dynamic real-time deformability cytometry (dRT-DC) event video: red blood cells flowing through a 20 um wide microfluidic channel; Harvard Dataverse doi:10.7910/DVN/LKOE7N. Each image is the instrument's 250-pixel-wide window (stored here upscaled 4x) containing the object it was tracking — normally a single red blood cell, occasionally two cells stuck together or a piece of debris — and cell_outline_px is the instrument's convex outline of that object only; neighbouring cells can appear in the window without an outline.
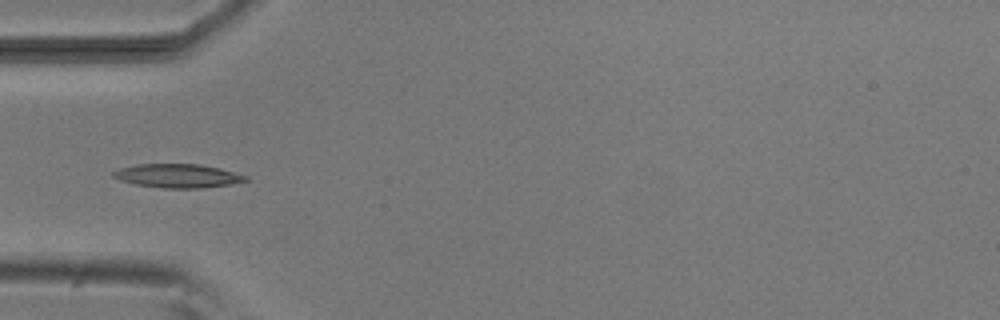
{"species": "common noctule bat (a hibernating species)", "species_latin": "Nyctalus noctula", "temperature_condition": "room temperature", "stored_images_in_passage": 8, "camera_frame_rate_fps": 3000, "um_per_image_px": 0.085, "animal": {"sex": "male", "body_mass_g": 20.5, "forearm_length_mm": 52.5}, "frame": {"image": 1, "passage_image": 5, "time_ms": 5.333, "image_size_px": [1000, 320], "cell_outline_px": [[248, 180], [232, 184], [204, 188], [160, 188], [136, 184], [120, 180], [112, 176], [112, 172], [120, 168], [136, 164], [200, 164], [220, 168], [248, 176]], "centroid_in_image_um": [15.12, 14.94], "position_along_channel_um": 69.9, "area_um2": 18.38}}
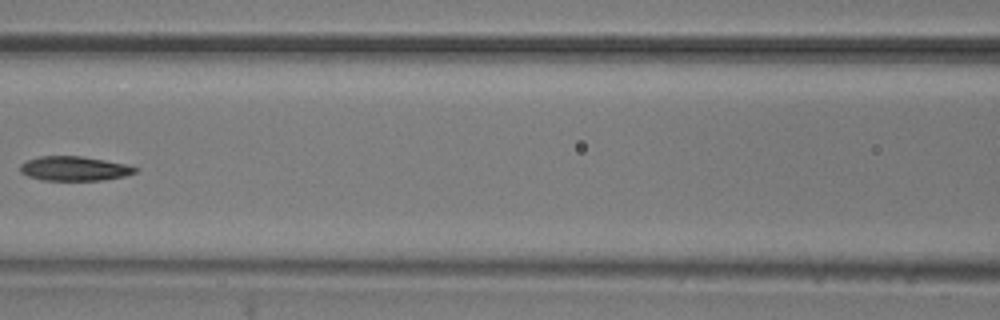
{"frame": {"image": 2, "passage_image": 7, "time_ms": 7.667, "image_size_px": [1000, 320], "cell_outline_px": [[140, 168], [136, 172], [124, 176], [100, 180], [44, 180], [28, 176], [20, 172], [20, 164], [28, 160], [40, 156], [80, 156], [104, 160], [124, 164]], "centroid_in_image_um": [6.31, 14.32], "position_along_channel_um": 160.3, "area_um2": 16.18}}
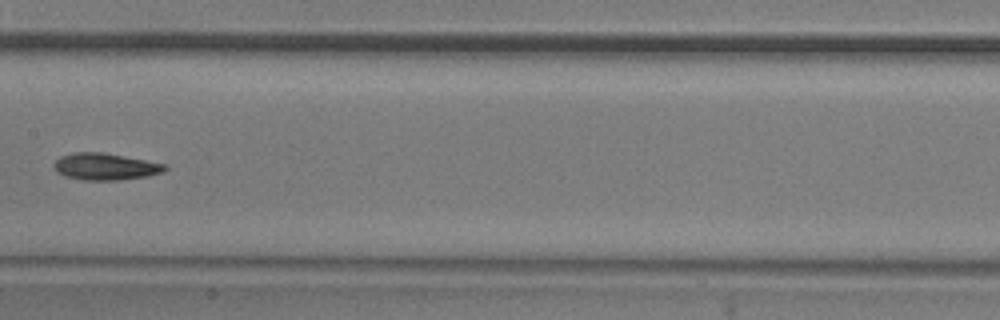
{"frame": {"image": 3, "passage_image": 8, "time_ms": 8.667, "image_size_px": [1000, 320], "cell_outline_px": [[168, 168], [164, 172], [148, 176], [120, 180], [84, 180], [64, 176], [56, 172], [52, 164], [60, 156], [76, 152], [100, 152], [168, 164]], "centroid_in_image_um": [8.96, 14.17], "position_along_channel_um": 198.4, "area_um2": 17.46}}